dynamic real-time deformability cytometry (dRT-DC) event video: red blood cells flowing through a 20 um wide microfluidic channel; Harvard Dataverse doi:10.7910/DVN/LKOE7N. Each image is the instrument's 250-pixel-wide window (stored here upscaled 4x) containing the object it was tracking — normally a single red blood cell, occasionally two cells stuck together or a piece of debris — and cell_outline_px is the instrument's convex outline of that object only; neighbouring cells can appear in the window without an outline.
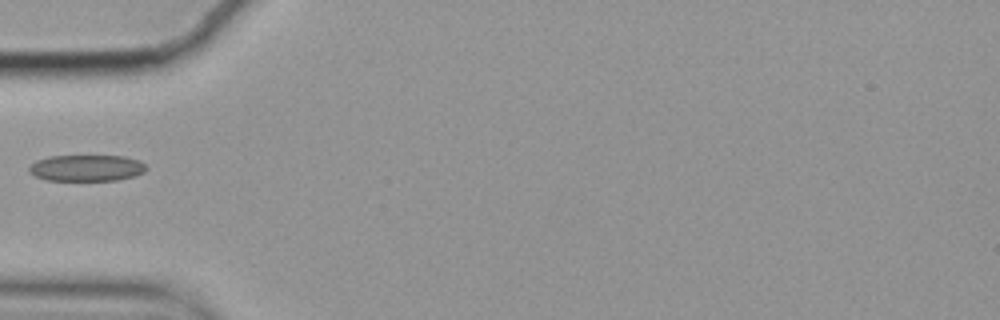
{"species": "common noctule bat (a hibernating species)", "species_latin": "Nyctalus noctula", "temperature_condition": "cold", "stored_images_in_passage": 23, "camera_frame_rate_fps": 3000, "um_per_image_px": 0.085, "animal": {"sex": "female", "body_mass_g": 19.9}, "frame": {"image": 1, "passage_image": 1, "time_ms": 0.0, "image_size_px": [1000, 320], "cell_outline_px": [[148, 168], [144, 172], [132, 176], [116, 180], [44, 180], [28, 172], [28, 168], [36, 160], [48, 156], [124, 156], [140, 160]], "centroid_in_image_um": [7.34, 14.27], "position_along_channel_um": 77.7, "area_um2": 17.98}}
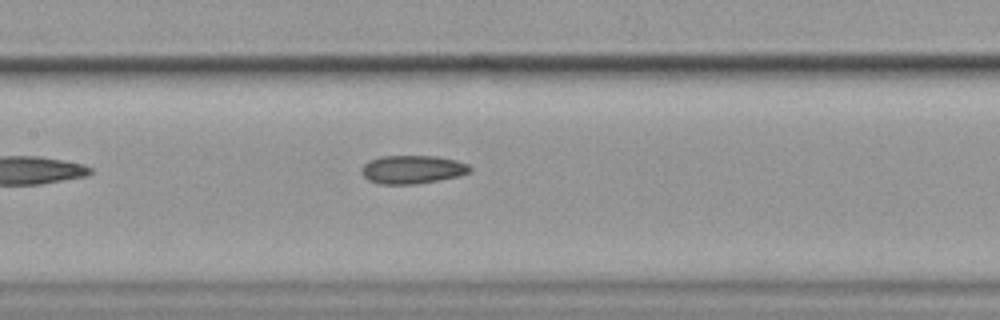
{"frame": {"image": 2, "passage_image": 9, "time_ms": 2.667, "image_size_px": [1000, 320], "cell_outline_px": [[472, 168], [468, 172], [460, 176], [416, 184], [380, 184], [368, 180], [360, 172], [360, 168], [364, 164], [380, 156], [436, 156], [456, 160], [468, 164]], "centroid_in_image_um": [35.04, 14.41], "position_along_channel_um": 172.4, "area_um2": 17.92}}
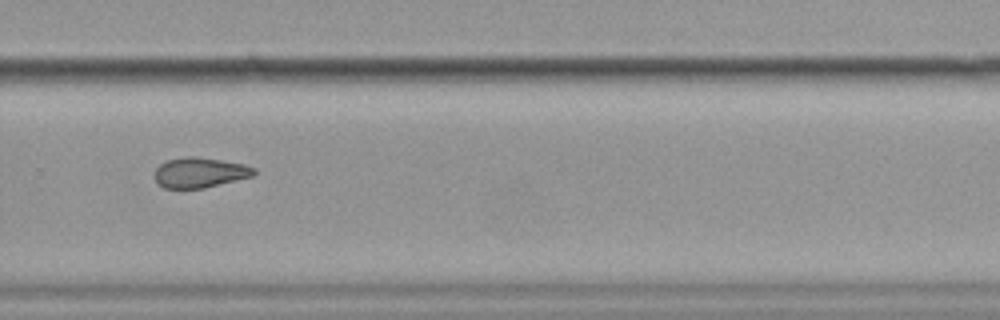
{"frame": {"image": 3, "passage_image": 21, "time_ms": 6.667, "image_size_px": [1000, 320], "cell_outline_px": [[256, 172], [252, 176], [204, 188], [164, 188], [156, 184], [152, 176], [156, 168], [160, 164], [168, 160], [184, 156], [196, 156], [244, 164], [256, 168]], "centroid_in_image_um": [16.93, 14.67], "position_along_channel_um": 312.9, "area_um2": 17.63}}